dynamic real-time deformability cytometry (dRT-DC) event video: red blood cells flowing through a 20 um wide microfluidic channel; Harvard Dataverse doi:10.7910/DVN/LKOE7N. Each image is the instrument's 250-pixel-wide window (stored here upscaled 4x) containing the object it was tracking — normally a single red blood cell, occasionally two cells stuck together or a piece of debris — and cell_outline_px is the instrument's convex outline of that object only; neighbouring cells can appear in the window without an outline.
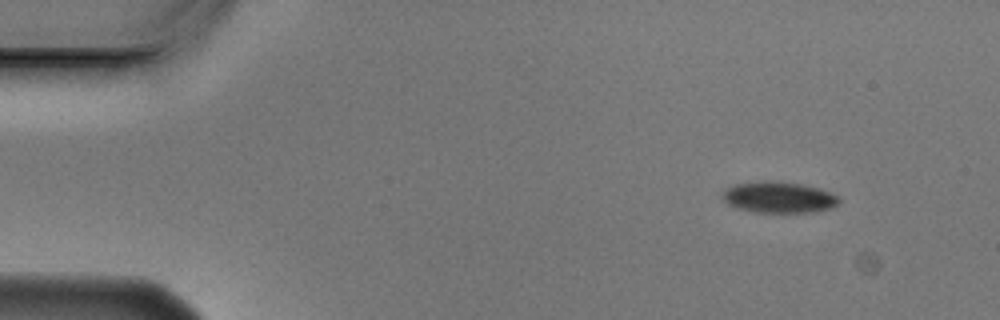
{"species": "Egyptian fruit bat (a non-hibernating species)", "species_latin": "Rousettus aegyptiacus", "temperature_condition": "cold", "stored_images_in_passage": 5, "camera_frame_rate_fps": 3000, "um_per_image_px": 0.085, "animal": {"sex": "male"}, "frame": {"image": 1, "passage_image": 1, "time_ms": 0.0, "image_size_px": [1000, 320], "cell_outline_px": [[840, 200], [832, 208], [812, 212], [756, 212], [736, 208], [728, 204], [720, 196], [720, 192], [732, 184], [764, 180], [780, 180], [820, 188], [836, 196]], "centroid_in_image_um": [66.12, 16.75], "position_along_channel_um": 18.9, "area_um2": 21.44}}
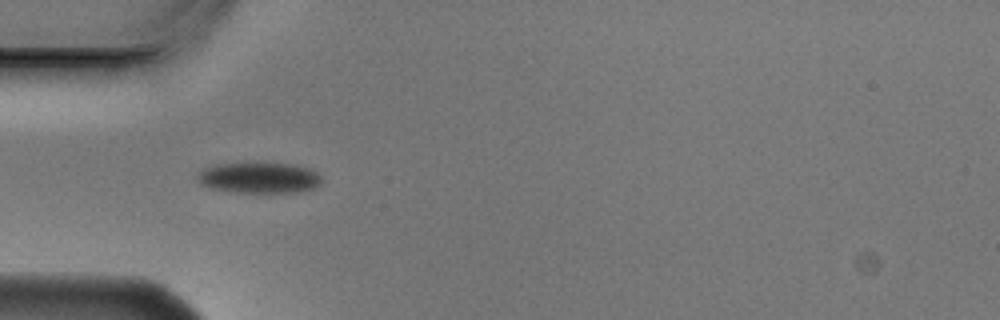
{"frame": {"image": 2, "passage_image": 4, "time_ms": 1.0, "image_size_px": [1000, 320], "cell_outline_px": [[320, 184], [312, 188], [296, 192], [236, 192], [208, 188], [200, 184], [196, 180], [196, 176], [204, 168], [216, 164], [296, 164], [308, 168], [316, 172], [320, 176]], "centroid_in_image_um": [21.98, 15.12], "position_along_channel_um": 63.0, "area_um2": 22.02}}
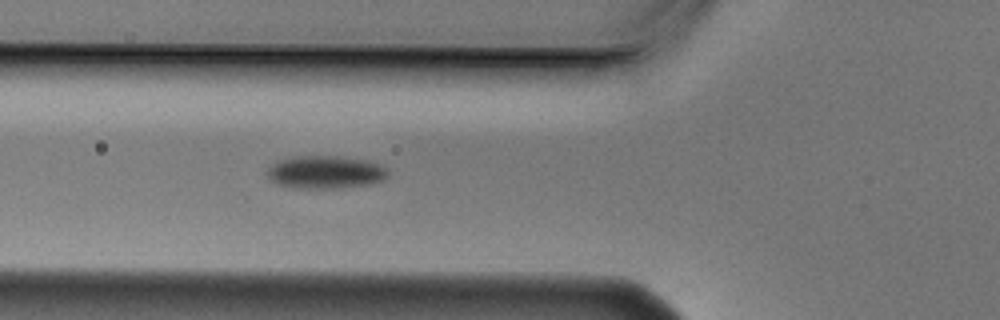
{"frame": {"image": 3, "passage_image": 5, "time_ms": 1.333, "image_size_px": [1000, 320], "cell_outline_px": [[388, 176], [384, 180], [372, 184], [336, 188], [292, 188], [276, 184], [264, 172], [276, 160], [300, 156], [332, 156], [368, 160], [380, 164], [388, 168]], "centroid_in_image_um": [27.66, 14.64], "position_along_channel_um": 98.1, "area_um2": 23.41}}